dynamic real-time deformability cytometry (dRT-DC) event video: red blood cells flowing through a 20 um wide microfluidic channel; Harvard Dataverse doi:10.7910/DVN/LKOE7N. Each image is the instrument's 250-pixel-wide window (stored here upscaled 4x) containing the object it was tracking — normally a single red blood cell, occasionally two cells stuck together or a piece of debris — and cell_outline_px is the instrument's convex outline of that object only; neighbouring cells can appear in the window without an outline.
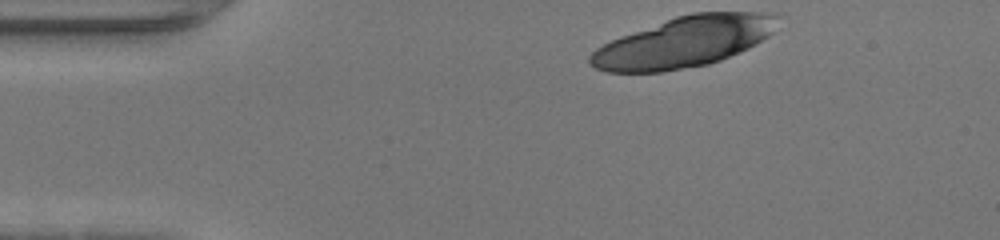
{"species": "human", "species_latin": "Homo sapiens", "temperature_condition": "warm", "stored_images_in_passage": 17, "camera_frame_rate_fps": 3000, "um_per_image_px": 0.085, "donor": {"sex": "female"}, "frame": {"image": 1, "passage_image": 1, "time_ms": 0.0, "image_size_px": [1000, 240], "cell_outline_px": [[780, 16], [772, 32], [768, 36], [756, 44], [748, 48], [720, 60], [708, 64], [664, 72], [608, 72], [596, 68], [588, 64], [588, 56], [596, 48], [620, 36], [676, 16], [692, 12], [776, 12]], "centroid_in_image_um": [58.14, 3.56], "position_along_channel_um": 26.9, "area_um2": 55.31}}
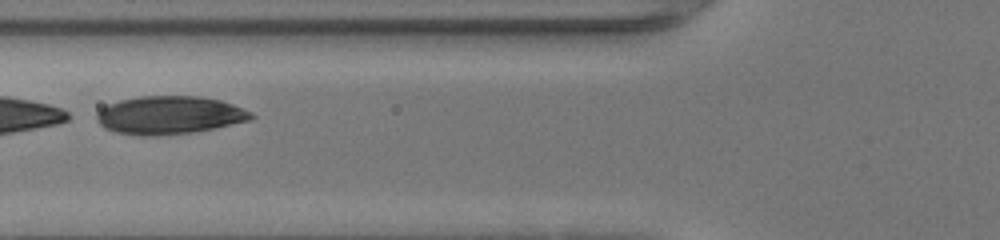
{"frame": {"image": 2, "passage_image": 12, "time_ms": 3.667, "image_size_px": [1000, 240], "cell_outline_px": [[256, 116], [252, 120], [216, 128], [192, 132], [156, 136], [140, 136], [116, 132], [104, 128], [96, 120], [96, 116], [100, 108], [108, 104], [120, 100], [140, 96], [200, 96], [220, 100], [232, 104], [252, 112]], "centroid_in_image_um": [14.41, 9.79], "position_along_channel_um": 111.4, "area_um2": 34.56}}
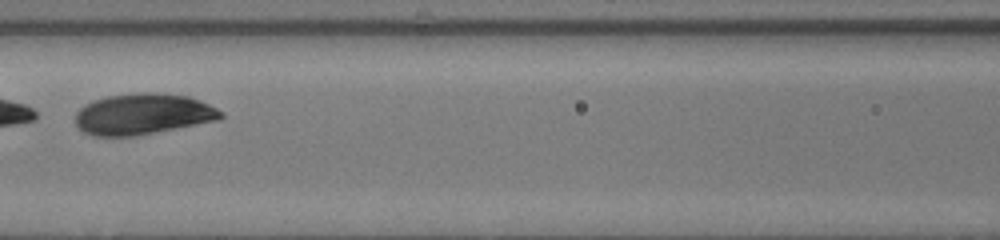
{"frame": {"image": 3, "passage_image": 15, "time_ms": 4.667, "image_size_px": [1000, 240], "cell_outline_px": [[224, 116], [220, 120], [136, 136], [92, 136], [84, 132], [76, 124], [76, 112], [84, 104], [92, 100], [108, 96], [140, 92], [152, 92], [188, 96], [208, 104], [224, 112]], "centroid_in_image_um": [12.15, 9.7], "position_along_channel_um": 154.4, "area_um2": 34.91}}